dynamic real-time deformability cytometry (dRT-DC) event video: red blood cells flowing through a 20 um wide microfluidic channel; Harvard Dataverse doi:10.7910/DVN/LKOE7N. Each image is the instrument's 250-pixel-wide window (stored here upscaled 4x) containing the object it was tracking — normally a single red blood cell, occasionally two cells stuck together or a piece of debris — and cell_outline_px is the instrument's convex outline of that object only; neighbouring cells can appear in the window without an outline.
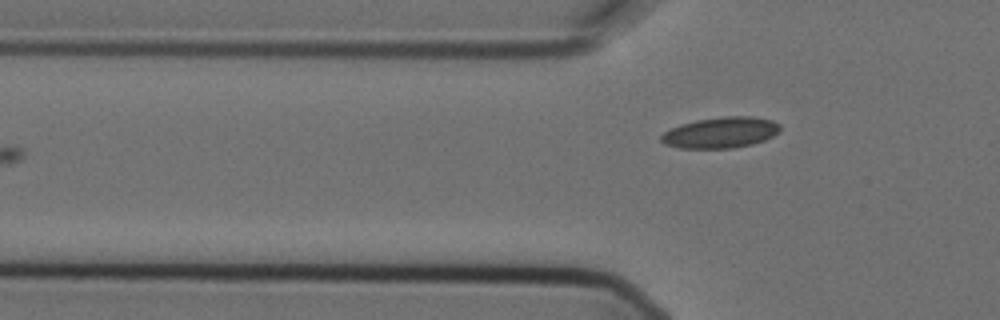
{"species": "Egyptian fruit bat (a non-hibernating species)", "species_latin": "Rousettus aegyptiacus", "temperature_condition": "cold", "stored_images_in_passage": 7, "camera_frame_rate_fps": 3000, "um_per_image_px": 0.085, "animal": {"sex": "female"}, "frame": {"image": 1, "passage_image": 7, "time_ms": 2.0, "image_size_px": [1000, 320], "cell_outline_px": [[780, 132], [764, 140], [752, 144], [732, 148], [680, 148], [664, 144], [660, 140], [660, 136], [664, 132], [680, 124], [696, 120], [720, 116], [752, 116], [772, 120], [780, 124]], "centroid_in_image_um": [61.26, 11.26], "position_along_channel_um": 64.5, "area_um2": 21.56}}